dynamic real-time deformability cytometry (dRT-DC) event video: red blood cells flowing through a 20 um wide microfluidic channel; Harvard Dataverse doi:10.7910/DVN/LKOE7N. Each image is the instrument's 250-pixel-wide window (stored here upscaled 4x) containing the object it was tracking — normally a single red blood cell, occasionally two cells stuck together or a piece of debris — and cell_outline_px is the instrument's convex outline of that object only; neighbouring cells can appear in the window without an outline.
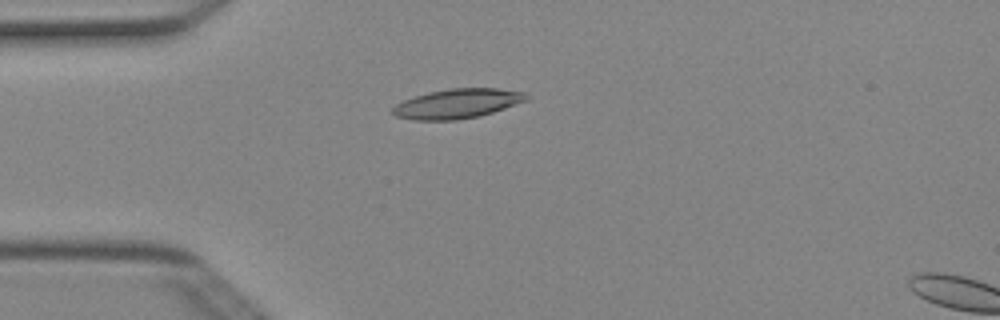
{"species": "Egyptian fruit bat (a non-hibernating species)", "species_latin": "Rousettus aegyptiacus", "temperature_condition": "cold", "stored_images_in_passage": 5, "camera_frame_rate_fps": 3000, "um_per_image_px": 0.085, "animal": {"sex": "female"}, "frame": {"image": 1, "passage_image": 4, "time_ms": 1.0, "image_size_px": [1000, 320], "cell_outline_px": [[528, 100], [480, 116], [456, 120], [416, 120], [396, 116], [392, 112], [392, 108], [396, 104], [404, 100], [428, 92], [448, 88], [500, 88], [524, 92], [528, 96]], "centroid_in_image_um": [38.88, 8.8], "position_along_channel_um": 46.1, "area_um2": 22.95}}